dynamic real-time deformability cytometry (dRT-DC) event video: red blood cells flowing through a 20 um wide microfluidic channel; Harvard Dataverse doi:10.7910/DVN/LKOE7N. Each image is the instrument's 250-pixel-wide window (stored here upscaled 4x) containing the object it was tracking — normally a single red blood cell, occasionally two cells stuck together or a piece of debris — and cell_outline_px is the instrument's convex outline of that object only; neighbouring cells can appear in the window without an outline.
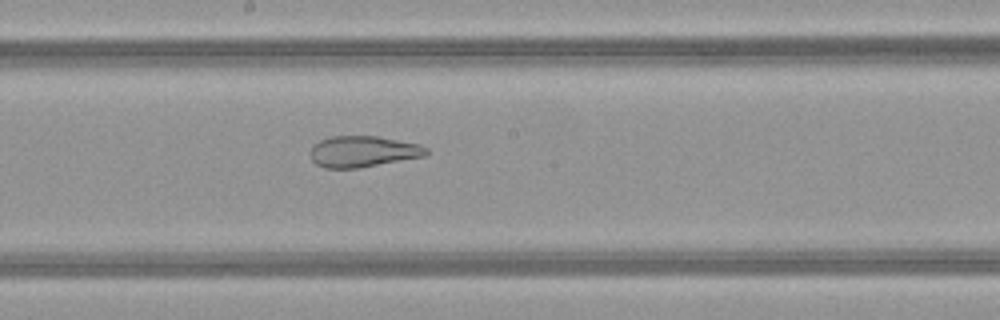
{"species": "common noctule bat (a hibernating species)", "species_latin": "Nyctalus noctula", "temperature_condition": "warm", "stored_images_in_passage": 50, "camera_frame_rate_fps": 3000, "um_per_image_px": 0.085, "animal": {"sex": "female", "body_mass_g": 21.9}, "frame": {"image": 1, "passage_image": 27, "time_ms": 8.667, "image_size_px": [1000, 320], "cell_outline_px": [[428, 152], [424, 156], [360, 168], [324, 168], [316, 164], [312, 160], [308, 152], [312, 144], [320, 140], [332, 136], [380, 136], [420, 144], [428, 148]], "centroid_in_image_um": [30.82, 12.87], "position_along_channel_um": 217.4, "area_um2": 21.33}}
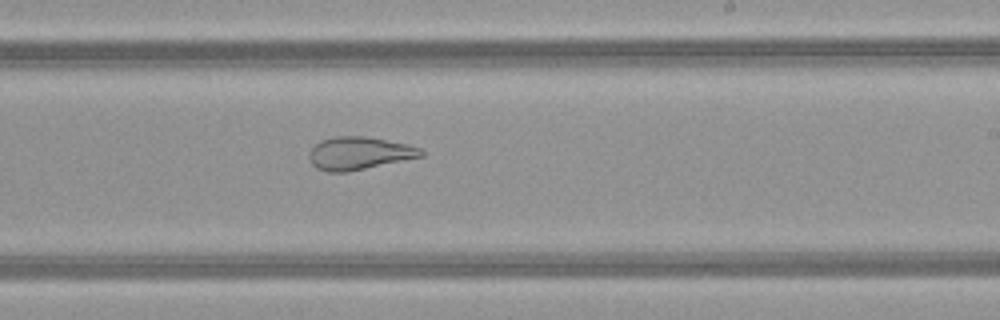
{"frame": {"image": 2, "passage_image": 30, "time_ms": 9.667, "image_size_px": [1000, 320], "cell_outline_px": [[424, 156], [348, 172], [328, 172], [316, 168], [308, 160], [308, 152], [316, 144], [332, 136], [364, 136], [408, 144], [420, 148], [424, 152]], "centroid_in_image_um": [30.51, 13.03], "position_along_channel_um": 258.5, "area_um2": 21.44}}
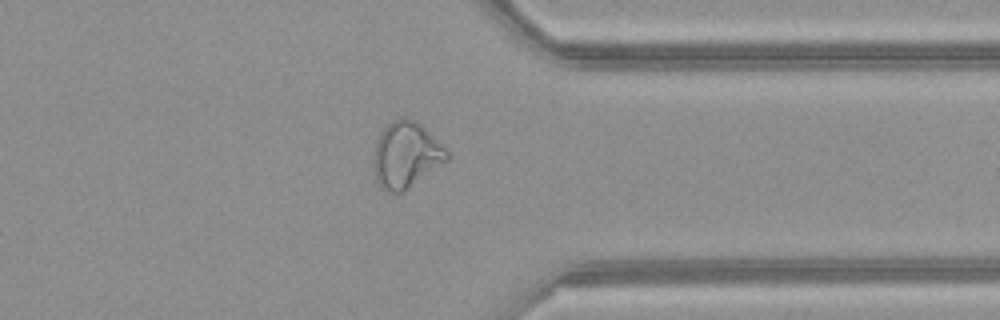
{"frame": {"image": 3, "passage_image": 39, "time_ms": 12.667, "image_size_px": [1000, 320], "cell_outline_px": [[448, 160], [404, 192], [388, 192], [380, 188], [376, 180], [372, 164], [376, 140], [380, 132], [392, 120], [400, 116], [404, 116], [416, 120], [448, 152]], "centroid_in_image_um": [34.46, 13.17], "position_along_channel_um": 376.9, "area_um2": 28.32}}